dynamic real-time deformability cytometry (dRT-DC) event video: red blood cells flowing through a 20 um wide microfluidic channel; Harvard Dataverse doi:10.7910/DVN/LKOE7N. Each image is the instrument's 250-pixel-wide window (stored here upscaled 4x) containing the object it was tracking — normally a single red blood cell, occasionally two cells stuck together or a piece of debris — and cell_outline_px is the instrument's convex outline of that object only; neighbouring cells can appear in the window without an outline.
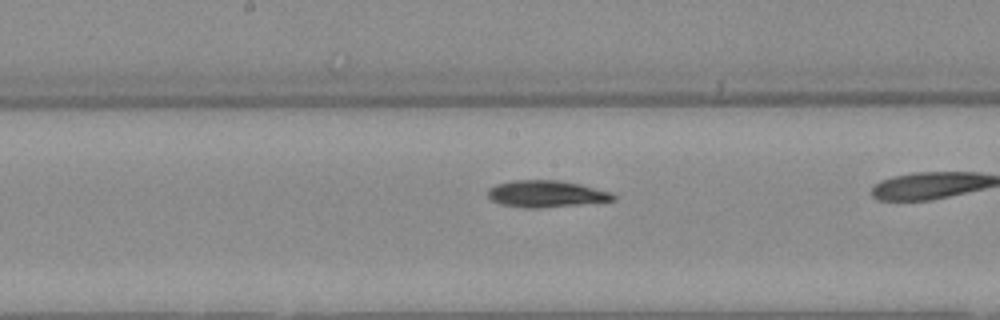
{"species": "Egyptian fruit bat (a non-hibernating species)", "species_latin": "Rousettus aegyptiacus", "temperature_condition": "warm", "stored_images_in_passage": 31, "camera_frame_rate_fps": 3000, "um_per_image_px": 0.085, "animal": {"sex": "female"}, "frame": {"image": 1, "passage_image": 18, "time_ms": 5.667, "image_size_px": [1000, 320], "cell_outline_px": [[616, 200], [536, 208], [524, 208], [500, 204], [492, 200], [488, 196], [488, 188], [496, 184], [512, 180], [560, 180], [580, 184], [612, 192], [616, 196]], "centroid_in_image_um": [46.4, 16.46], "position_along_channel_um": 201.8, "area_um2": 19.48}}
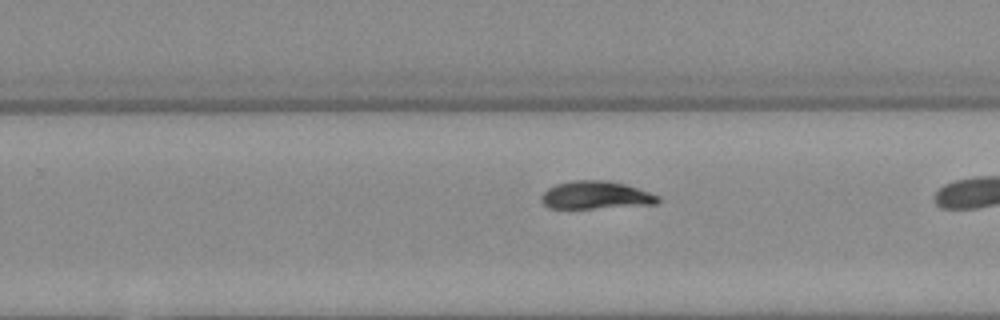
{"frame": {"image": 2, "passage_image": 24, "time_ms": 7.667, "image_size_px": [1000, 320], "cell_outline_px": [[660, 204], [592, 208], [548, 208], [540, 200], [540, 196], [548, 188], [556, 184], [572, 180], [604, 180], [624, 184], [660, 196]], "centroid_in_image_um": [50.63, 16.59], "position_along_channel_um": 279.2, "area_um2": 18.9}}
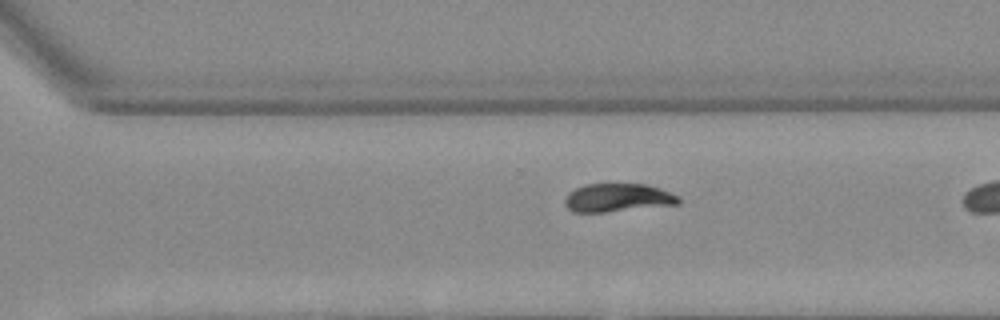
{"frame": {"image": 3, "passage_image": 27, "time_ms": 8.667, "image_size_px": [1000, 320], "cell_outline_px": [[680, 204], [604, 212], [572, 212], [564, 204], [564, 200], [568, 192], [584, 184], [644, 184], [660, 188], [680, 196]], "centroid_in_image_um": [52.5, 16.81], "position_along_channel_um": 318.1, "area_um2": 18.84}}